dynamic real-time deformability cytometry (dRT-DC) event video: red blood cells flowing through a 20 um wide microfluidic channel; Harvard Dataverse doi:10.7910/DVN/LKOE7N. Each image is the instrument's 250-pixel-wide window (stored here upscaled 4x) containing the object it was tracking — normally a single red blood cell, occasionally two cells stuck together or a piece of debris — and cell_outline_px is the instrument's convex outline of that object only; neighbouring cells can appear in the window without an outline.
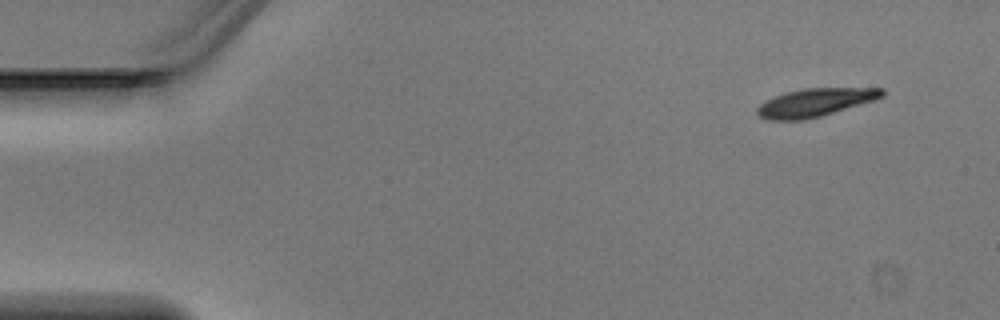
{"species": "Egyptian fruit bat (a non-hibernating species)", "species_latin": "Rousettus aegyptiacus", "temperature_condition": "warm", "stored_images_in_passage": 4, "camera_frame_rate_fps": 3000, "um_per_image_px": 0.085, "animal": {"sex": "male"}, "frame": {"image": 1, "passage_image": 1, "time_ms": 0.0, "image_size_px": [1000, 320], "cell_outline_px": [[884, 96], [872, 100], [820, 116], [804, 120], [768, 120], [760, 116], [756, 112], [756, 108], [760, 104], [776, 96], [788, 92], [804, 88], [884, 88]], "centroid_in_image_um": [69.26, 8.71], "position_along_channel_um": 15.7, "area_um2": 20.0}}